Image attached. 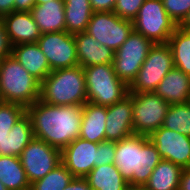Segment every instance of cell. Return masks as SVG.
Segmentation results:
<instances>
[{"mask_svg":"<svg viewBox=\"0 0 190 190\" xmlns=\"http://www.w3.org/2000/svg\"><path fill=\"white\" fill-rule=\"evenodd\" d=\"M40 100L51 105H84L87 102L83 67L57 69L41 82Z\"/></svg>","mask_w":190,"mask_h":190,"instance_id":"cell-3","label":"cell"},{"mask_svg":"<svg viewBox=\"0 0 190 190\" xmlns=\"http://www.w3.org/2000/svg\"><path fill=\"white\" fill-rule=\"evenodd\" d=\"M0 190H8L1 181H0Z\"/></svg>","mask_w":190,"mask_h":190,"instance_id":"cell-42","label":"cell"},{"mask_svg":"<svg viewBox=\"0 0 190 190\" xmlns=\"http://www.w3.org/2000/svg\"><path fill=\"white\" fill-rule=\"evenodd\" d=\"M170 18L179 26L190 10V0H162Z\"/></svg>","mask_w":190,"mask_h":190,"instance_id":"cell-30","label":"cell"},{"mask_svg":"<svg viewBox=\"0 0 190 190\" xmlns=\"http://www.w3.org/2000/svg\"><path fill=\"white\" fill-rule=\"evenodd\" d=\"M0 181L8 190H30L19 156L0 155Z\"/></svg>","mask_w":190,"mask_h":190,"instance_id":"cell-25","label":"cell"},{"mask_svg":"<svg viewBox=\"0 0 190 190\" xmlns=\"http://www.w3.org/2000/svg\"><path fill=\"white\" fill-rule=\"evenodd\" d=\"M77 60L81 67L113 63L115 52L101 45L94 37L86 32L74 35Z\"/></svg>","mask_w":190,"mask_h":190,"instance_id":"cell-18","label":"cell"},{"mask_svg":"<svg viewBox=\"0 0 190 190\" xmlns=\"http://www.w3.org/2000/svg\"><path fill=\"white\" fill-rule=\"evenodd\" d=\"M83 105L58 106L38 99L26 108L34 137L60 150L79 137Z\"/></svg>","mask_w":190,"mask_h":190,"instance_id":"cell-1","label":"cell"},{"mask_svg":"<svg viewBox=\"0 0 190 190\" xmlns=\"http://www.w3.org/2000/svg\"><path fill=\"white\" fill-rule=\"evenodd\" d=\"M10 55H12V45L10 44L4 22L0 18V60Z\"/></svg>","mask_w":190,"mask_h":190,"instance_id":"cell-33","label":"cell"},{"mask_svg":"<svg viewBox=\"0 0 190 190\" xmlns=\"http://www.w3.org/2000/svg\"><path fill=\"white\" fill-rule=\"evenodd\" d=\"M15 0H0V18L14 11Z\"/></svg>","mask_w":190,"mask_h":190,"instance_id":"cell-38","label":"cell"},{"mask_svg":"<svg viewBox=\"0 0 190 190\" xmlns=\"http://www.w3.org/2000/svg\"><path fill=\"white\" fill-rule=\"evenodd\" d=\"M75 177L60 163L45 177L30 184V190H63Z\"/></svg>","mask_w":190,"mask_h":190,"instance_id":"cell-29","label":"cell"},{"mask_svg":"<svg viewBox=\"0 0 190 190\" xmlns=\"http://www.w3.org/2000/svg\"><path fill=\"white\" fill-rule=\"evenodd\" d=\"M179 27L190 30V10H189L187 16L182 21V23L179 25Z\"/></svg>","mask_w":190,"mask_h":190,"instance_id":"cell-39","label":"cell"},{"mask_svg":"<svg viewBox=\"0 0 190 190\" xmlns=\"http://www.w3.org/2000/svg\"><path fill=\"white\" fill-rule=\"evenodd\" d=\"M133 132L149 136L163 126L170 104L151 93H132Z\"/></svg>","mask_w":190,"mask_h":190,"instance_id":"cell-10","label":"cell"},{"mask_svg":"<svg viewBox=\"0 0 190 190\" xmlns=\"http://www.w3.org/2000/svg\"><path fill=\"white\" fill-rule=\"evenodd\" d=\"M162 127L190 137V102L170 104Z\"/></svg>","mask_w":190,"mask_h":190,"instance_id":"cell-28","label":"cell"},{"mask_svg":"<svg viewBox=\"0 0 190 190\" xmlns=\"http://www.w3.org/2000/svg\"><path fill=\"white\" fill-rule=\"evenodd\" d=\"M36 0H15L14 11H31Z\"/></svg>","mask_w":190,"mask_h":190,"instance_id":"cell-36","label":"cell"},{"mask_svg":"<svg viewBox=\"0 0 190 190\" xmlns=\"http://www.w3.org/2000/svg\"><path fill=\"white\" fill-rule=\"evenodd\" d=\"M63 190H92L85 178H74Z\"/></svg>","mask_w":190,"mask_h":190,"instance_id":"cell-35","label":"cell"},{"mask_svg":"<svg viewBox=\"0 0 190 190\" xmlns=\"http://www.w3.org/2000/svg\"><path fill=\"white\" fill-rule=\"evenodd\" d=\"M34 138L26 108L17 103H0V155L20 156Z\"/></svg>","mask_w":190,"mask_h":190,"instance_id":"cell-5","label":"cell"},{"mask_svg":"<svg viewBox=\"0 0 190 190\" xmlns=\"http://www.w3.org/2000/svg\"><path fill=\"white\" fill-rule=\"evenodd\" d=\"M37 44L46 56L51 71L79 65L73 34L66 31L44 33Z\"/></svg>","mask_w":190,"mask_h":190,"instance_id":"cell-13","label":"cell"},{"mask_svg":"<svg viewBox=\"0 0 190 190\" xmlns=\"http://www.w3.org/2000/svg\"><path fill=\"white\" fill-rule=\"evenodd\" d=\"M19 157L28 181L32 184L61 163V150L34 137Z\"/></svg>","mask_w":190,"mask_h":190,"instance_id":"cell-12","label":"cell"},{"mask_svg":"<svg viewBox=\"0 0 190 190\" xmlns=\"http://www.w3.org/2000/svg\"><path fill=\"white\" fill-rule=\"evenodd\" d=\"M117 0H90L94 12H113Z\"/></svg>","mask_w":190,"mask_h":190,"instance_id":"cell-34","label":"cell"},{"mask_svg":"<svg viewBox=\"0 0 190 190\" xmlns=\"http://www.w3.org/2000/svg\"><path fill=\"white\" fill-rule=\"evenodd\" d=\"M12 46L36 43L41 33L30 11H13L2 17Z\"/></svg>","mask_w":190,"mask_h":190,"instance_id":"cell-17","label":"cell"},{"mask_svg":"<svg viewBox=\"0 0 190 190\" xmlns=\"http://www.w3.org/2000/svg\"><path fill=\"white\" fill-rule=\"evenodd\" d=\"M41 83L13 55L0 60V97L2 102L25 108L40 99Z\"/></svg>","mask_w":190,"mask_h":190,"instance_id":"cell-4","label":"cell"},{"mask_svg":"<svg viewBox=\"0 0 190 190\" xmlns=\"http://www.w3.org/2000/svg\"><path fill=\"white\" fill-rule=\"evenodd\" d=\"M133 30V21L122 19L114 12L101 11L92 14L85 32L116 52Z\"/></svg>","mask_w":190,"mask_h":190,"instance_id":"cell-11","label":"cell"},{"mask_svg":"<svg viewBox=\"0 0 190 190\" xmlns=\"http://www.w3.org/2000/svg\"><path fill=\"white\" fill-rule=\"evenodd\" d=\"M115 151V141H103L98 143L97 166L114 163Z\"/></svg>","mask_w":190,"mask_h":190,"instance_id":"cell-32","label":"cell"},{"mask_svg":"<svg viewBox=\"0 0 190 190\" xmlns=\"http://www.w3.org/2000/svg\"><path fill=\"white\" fill-rule=\"evenodd\" d=\"M132 93L107 106L105 141H120L134 135Z\"/></svg>","mask_w":190,"mask_h":190,"instance_id":"cell-16","label":"cell"},{"mask_svg":"<svg viewBox=\"0 0 190 190\" xmlns=\"http://www.w3.org/2000/svg\"><path fill=\"white\" fill-rule=\"evenodd\" d=\"M178 190H190V168L182 170Z\"/></svg>","mask_w":190,"mask_h":190,"instance_id":"cell-37","label":"cell"},{"mask_svg":"<svg viewBox=\"0 0 190 190\" xmlns=\"http://www.w3.org/2000/svg\"><path fill=\"white\" fill-rule=\"evenodd\" d=\"M154 93L169 104L188 103L190 101V76L173 67L159 83Z\"/></svg>","mask_w":190,"mask_h":190,"instance_id":"cell-20","label":"cell"},{"mask_svg":"<svg viewBox=\"0 0 190 190\" xmlns=\"http://www.w3.org/2000/svg\"><path fill=\"white\" fill-rule=\"evenodd\" d=\"M126 190H147L144 186H128Z\"/></svg>","mask_w":190,"mask_h":190,"instance_id":"cell-40","label":"cell"},{"mask_svg":"<svg viewBox=\"0 0 190 190\" xmlns=\"http://www.w3.org/2000/svg\"><path fill=\"white\" fill-rule=\"evenodd\" d=\"M145 0H117L113 12L120 18L133 21Z\"/></svg>","mask_w":190,"mask_h":190,"instance_id":"cell-31","label":"cell"},{"mask_svg":"<svg viewBox=\"0 0 190 190\" xmlns=\"http://www.w3.org/2000/svg\"><path fill=\"white\" fill-rule=\"evenodd\" d=\"M161 160L148 136L134 134L116 142L114 165L130 186H144Z\"/></svg>","mask_w":190,"mask_h":190,"instance_id":"cell-2","label":"cell"},{"mask_svg":"<svg viewBox=\"0 0 190 190\" xmlns=\"http://www.w3.org/2000/svg\"><path fill=\"white\" fill-rule=\"evenodd\" d=\"M51 0H36V4H43Z\"/></svg>","mask_w":190,"mask_h":190,"instance_id":"cell-41","label":"cell"},{"mask_svg":"<svg viewBox=\"0 0 190 190\" xmlns=\"http://www.w3.org/2000/svg\"><path fill=\"white\" fill-rule=\"evenodd\" d=\"M148 138L156 146L162 160L171 161L182 169L190 168V137L160 127Z\"/></svg>","mask_w":190,"mask_h":190,"instance_id":"cell-14","label":"cell"},{"mask_svg":"<svg viewBox=\"0 0 190 190\" xmlns=\"http://www.w3.org/2000/svg\"><path fill=\"white\" fill-rule=\"evenodd\" d=\"M65 31L77 34L86 31L94 13L90 0H64Z\"/></svg>","mask_w":190,"mask_h":190,"instance_id":"cell-24","label":"cell"},{"mask_svg":"<svg viewBox=\"0 0 190 190\" xmlns=\"http://www.w3.org/2000/svg\"><path fill=\"white\" fill-rule=\"evenodd\" d=\"M97 147L78 137L61 150V163L75 178H85L97 166Z\"/></svg>","mask_w":190,"mask_h":190,"instance_id":"cell-15","label":"cell"},{"mask_svg":"<svg viewBox=\"0 0 190 190\" xmlns=\"http://www.w3.org/2000/svg\"><path fill=\"white\" fill-rule=\"evenodd\" d=\"M12 55L40 83L51 73L49 62L37 42L12 46Z\"/></svg>","mask_w":190,"mask_h":190,"instance_id":"cell-19","label":"cell"},{"mask_svg":"<svg viewBox=\"0 0 190 190\" xmlns=\"http://www.w3.org/2000/svg\"><path fill=\"white\" fill-rule=\"evenodd\" d=\"M30 12L41 34L65 31L64 0L35 4Z\"/></svg>","mask_w":190,"mask_h":190,"instance_id":"cell-22","label":"cell"},{"mask_svg":"<svg viewBox=\"0 0 190 190\" xmlns=\"http://www.w3.org/2000/svg\"><path fill=\"white\" fill-rule=\"evenodd\" d=\"M154 43L134 30L115 52L113 66L115 74L128 87L135 80L149 50Z\"/></svg>","mask_w":190,"mask_h":190,"instance_id":"cell-9","label":"cell"},{"mask_svg":"<svg viewBox=\"0 0 190 190\" xmlns=\"http://www.w3.org/2000/svg\"><path fill=\"white\" fill-rule=\"evenodd\" d=\"M176 28L177 25L167 14L162 0H145L133 20L134 31L154 44L168 43Z\"/></svg>","mask_w":190,"mask_h":190,"instance_id":"cell-8","label":"cell"},{"mask_svg":"<svg viewBox=\"0 0 190 190\" xmlns=\"http://www.w3.org/2000/svg\"><path fill=\"white\" fill-rule=\"evenodd\" d=\"M87 102L110 106L129 93V87L115 74L113 63L84 67Z\"/></svg>","mask_w":190,"mask_h":190,"instance_id":"cell-6","label":"cell"},{"mask_svg":"<svg viewBox=\"0 0 190 190\" xmlns=\"http://www.w3.org/2000/svg\"><path fill=\"white\" fill-rule=\"evenodd\" d=\"M173 67V54L169 44H154L149 50L135 80L129 86V93L154 92Z\"/></svg>","mask_w":190,"mask_h":190,"instance_id":"cell-7","label":"cell"},{"mask_svg":"<svg viewBox=\"0 0 190 190\" xmlns=\"http://www.w3.org/2000/svg\"><path fill=\"white\" fill-rule=\"evenodd\" d=\"M182 170L171 161L161 160L144 187L147 190H178Z\"/></svg>","mask_w":190,"mask_h":190,"instance_id":"cell-26","label":"cell"},{"mask_svg":"<svg viewBox=\"0 0 190 190\" xmlns=\"http://www.w3.org/2000/svg\"><path fill=\"white\" fill-rule=\"evenodd\" d=\"M107 106L86 102L83 105L79 137L93 142L105 141Z\"/></svg>","mask_w":190,"mask_h":190,"instance_id":"cell-21","label":"cell"},{"mask_svg":"<svg viewBox=\"0 0 190 190\" xmlns=\"http://www.w3.org/2000/svg\"><path fill=\"white\" fill-rule=\"evenodd\" d=\"M168 44L172 50L174 67L190 76V30L177 26Z\"/></svg>","mask_w":190,"mask_h":190,"instance_id":"cell-27","label":"cell"},{"mask_svg":"<svg viewBox=\"0 0 190 190\" xmlns=\"http://www.w3.org/2000/svg\"><path fill=\"white\" fill-rule=\"evenodd\" d=\"M85 179L92 190H126L129 186L114 163L95 166Z\"/></svg>","mask_w":190,"mask_h":190,"instance_id":"cell-23","label":"cell"}]
</instances>
